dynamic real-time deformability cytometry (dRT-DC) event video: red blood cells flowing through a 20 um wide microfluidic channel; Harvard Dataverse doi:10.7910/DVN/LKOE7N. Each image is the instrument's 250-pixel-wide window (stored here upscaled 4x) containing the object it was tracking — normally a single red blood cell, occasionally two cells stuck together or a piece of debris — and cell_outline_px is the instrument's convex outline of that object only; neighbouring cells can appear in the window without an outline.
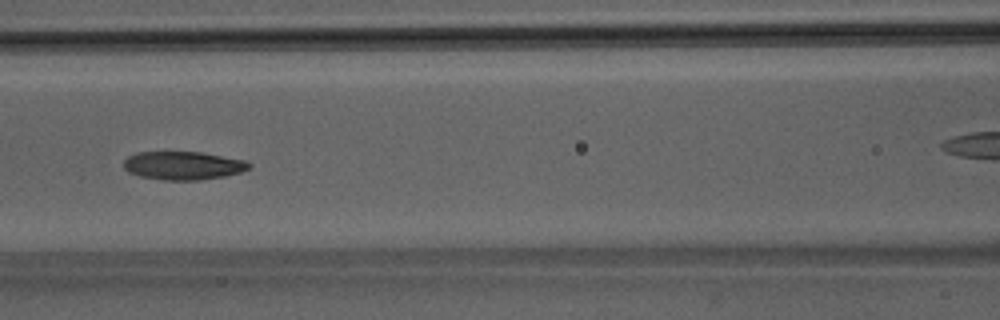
{"species": "Egyptian fruit bat (a non-hibernating species)", "species_latin": "Rousettus aegyptiacus", "temperature_condition": "room temperature", "stored_images_in_passage": 7, "camera_frame_rate_fps": 3000, "um_per_image_px": 0.085, "animal": {"sex": "male"}, "frame": {"image": 1, "passage_image": 5, "time_ms": 5.667, "image_size_px": [1000, 320], "cell_outline_px": [[252, 164], [248, 168], [240, 172], [224, 176], [200, 180], [164, 180], [140, 176], [128, 172], [124, 168], [124, 160], [128, 156], [136, 152], [200, 152], [244, 160]], "centroid_in_image_um": [15.53, 14.07], "position_along_channel_um": 151.1, "area_um2": 20.58}}